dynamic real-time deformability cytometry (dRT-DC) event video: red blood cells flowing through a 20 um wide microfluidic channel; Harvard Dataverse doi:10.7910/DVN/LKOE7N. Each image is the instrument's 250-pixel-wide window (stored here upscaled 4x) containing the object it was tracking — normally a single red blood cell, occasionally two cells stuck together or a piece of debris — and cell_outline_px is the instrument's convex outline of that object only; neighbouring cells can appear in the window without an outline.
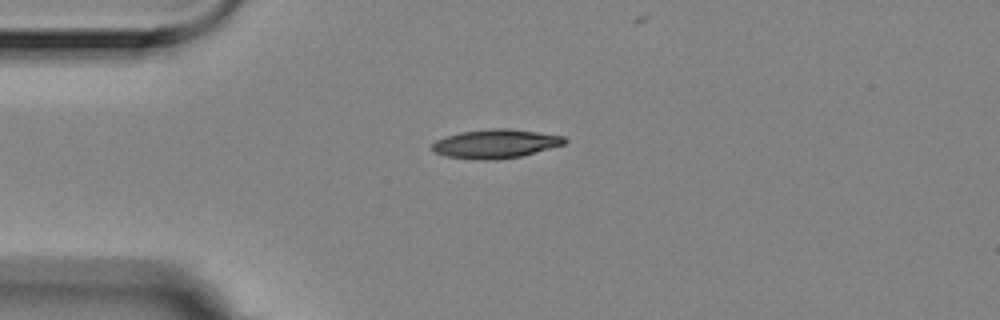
{"species": "Egyptian fruit bat (a non-hibernating species)", "species_latin": "Rousettus aegyptiacus", "temperature_condition": "room temperature", "stored_images_in_passage": 32, "camera_frame_rate_fps": 3000, "um_per_image_px": 0.085, "animal": {"sex": "female"}, "frame": {"image": 1, "passage_image": 1, "time_ms": 0.0, "image_size_px": [1000, 320], "cell_outline_px": [[568, 140], [564, 144], [520, 156], [448, 156], [436, 152], [432, 148], [432, 144], [436, 140], [444, 136], [460, 132], [488, 128], [508, 128], [564, 136]], "centroid_in_image_um": [42.16, 12.13], "position_along_channel_um": 42.8, "area_um2": 20.87}}
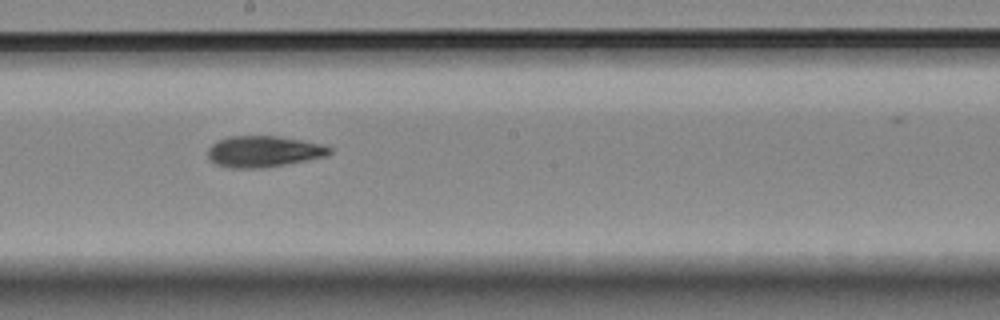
{"frame": {"image": 2, "passage_image": 18, "time_ms": 5.667, "image_size_px": [1000, 320], "cell_outline_px": [[332, 152], [328, 156], [308, 160], [264, 168], [232, 168], [216, 164], [208, 156], [208, 148], [212, 144], [228, 136], [276, 136], [328, 144], [332, 148]], "centroid_in_image_um": [22.48, 12.87], "position_along_channel_um": 225.7, "area_um2": 22.31}}
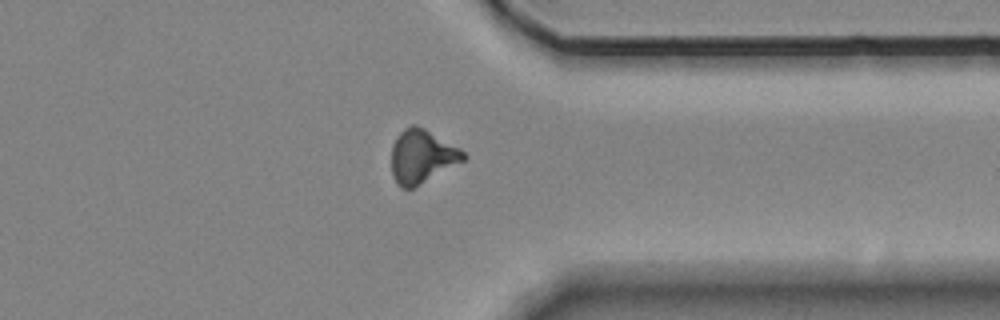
{"frame": {"image": 3, "passage_image": 31, "time_ms": 10.0, "image_size_px": [1000, 320], "cell_outline_px": [[468, 156], [464, 160], [412, 188], [400, 188], [392, 176], [392, 144], [396, 136], [404, 128], [412, 124], [416, 124], [424, 128], [460, 148]], "centroid_in_image_um": [35.84, 13.27], "position_along_channel_um": 375.6, "area_um2": 22.25}}